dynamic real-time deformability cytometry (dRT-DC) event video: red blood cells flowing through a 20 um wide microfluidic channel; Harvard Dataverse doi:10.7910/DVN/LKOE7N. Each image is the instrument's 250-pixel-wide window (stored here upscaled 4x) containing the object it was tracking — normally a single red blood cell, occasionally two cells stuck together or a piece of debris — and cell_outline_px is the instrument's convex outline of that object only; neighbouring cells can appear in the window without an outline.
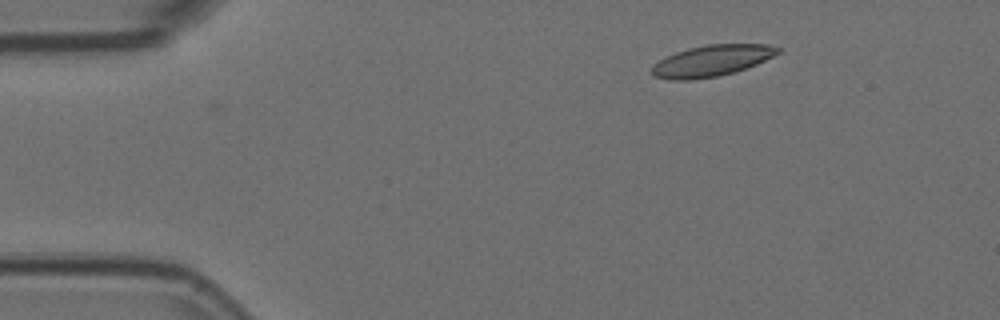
{"species": "Egyptian fruit bat (a non-hibernating species)", "species_latin": "Rousettus aegyptiacus", "temperature_condition": "room temperature", "stored_images_in_passage": 48, "camera_frame_rate_fps": 3000, "um_per_image_px": 0.085, "animal": {"sex": "female"}, "frame": {"image": 1, "passage_image": 1, "time_ms": 0.0, "image_size_px": [1000, 320], "cell_outline_px": [[780, 52], [756, 64], [720, 76], [692, 80], [668, 80], [656, 76], [648, 72], [660, 60], [676, 52], [688, 48], [708, 44], [768, 44], [780, 48]], "centroid_in_image_um": [60.48, 5.16], "position_along_channel_um": 24.5, "area_um2": 22.72}}
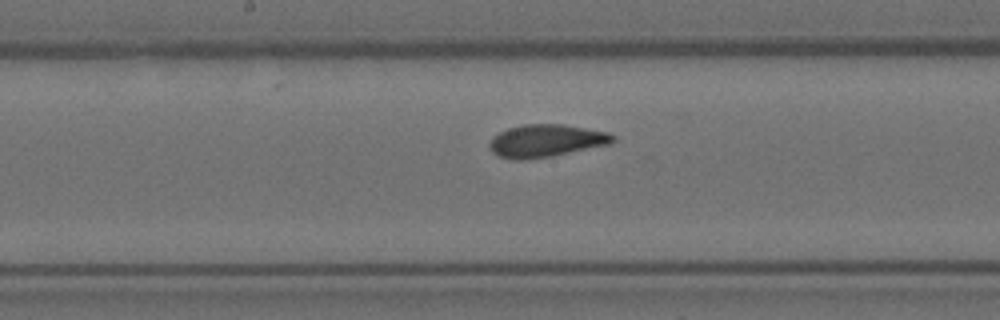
{"frame": {"image": 2, "passage_image": 21, "time_ms": 6.667, "image_size_px": [1000, 320], "cell_outline_px": [[616, 140], [612, 144], [552, 156], [520, 160], [516, 160], [500, 156], [492, 152], [488, 144], [492, 136], [508, 128], [524, 124], [564, 124], [608, 132], [616, 136]], "centroid_in_image_um": [46.44, 11.96], "position_along_channel_um": 201.8, "area_um2": 23.58}}
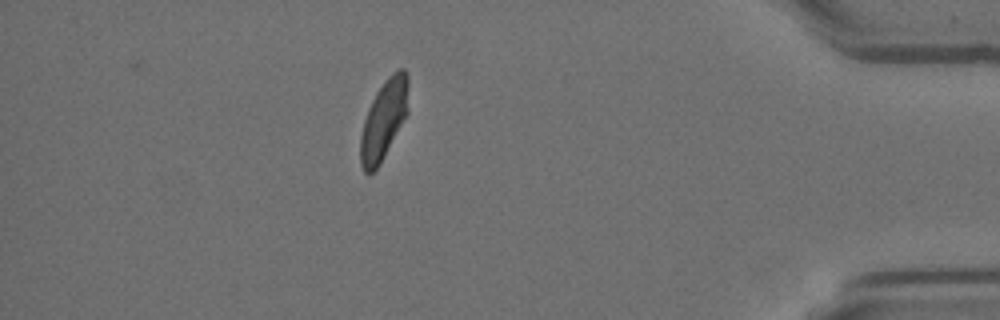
{"frame": {"image": 3, "passage_image": 41, "time_ms": 13.333, "image_size_px": [1000, 320], "cell_outline_px": [[408, 112], [380, 164], [372, 172], [364, 172], [360, 164], [360, 136], [364, 120], [368, 108], [376, 92], [388, 76], [392, 72], [400, 68], [404, 68], [408, 72]], "centroid_in_image_um": [32.63, 10.14], "position_along_channel_um": 402.6, "area_um2": 22.2}, "authors_computed_cell_mechanics": {"area_um2": 22.7443, "velocity_mm_per_s": 3.697, "shape_relaxation_time_tau1_ms": 10.707, "shape_relaxation_time_tau2_ms": 1.6334, "deformation_change_tau1": 0.2483, "deformation_change_tau2": 0.0742}}